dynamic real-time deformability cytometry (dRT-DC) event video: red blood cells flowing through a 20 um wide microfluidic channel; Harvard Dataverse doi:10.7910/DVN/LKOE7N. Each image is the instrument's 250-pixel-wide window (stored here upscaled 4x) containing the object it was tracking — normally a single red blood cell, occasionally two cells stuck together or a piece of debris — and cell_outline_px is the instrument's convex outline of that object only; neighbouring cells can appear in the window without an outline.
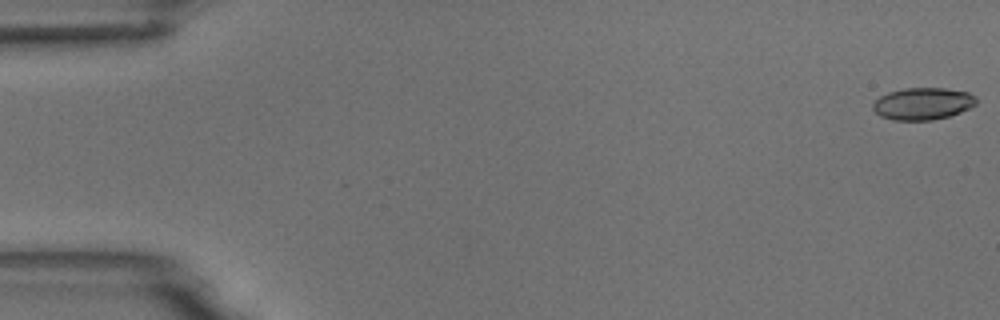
{"species": "common noctule bat (a hibernating species)", "species_latin": "Nyctalus noctula", "temperature_condition": "room temperature", "stored_images_in_passage": 6, "segment_of_instrument_passage": [1, 2], "camera_frame_rate_fps": 3000, "um_per_image_px": 0.085, "animal": {"sex": "male", "body_mass_g": 18.8}, "frame": {"image": 1, "passage_image": 1, "time_ms": 0.0, "image_size_px": [1000, 320], "cell_outline_px": [[976, 104], [960, 112], [948, 116], [932, 120], [892, 120], [880, 116], [872, 108], [872, 104], [880, 96], [888, 92], [904, 88], [944, 88], [968, 92], [976, 96]], "centroid_in_image_um": [78.42, 8.81], "position_along_channel_um": 6.6, "area_um2": 19.31}}